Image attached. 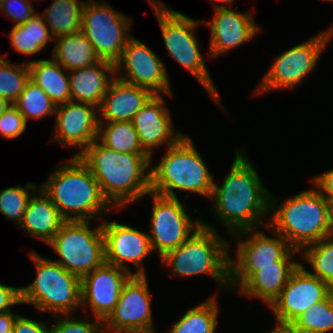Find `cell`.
<instances>
[{"mask_svg":"<svg viewBox=\"0 0 333 333\" xmlns=\"http://www.w3.org/2000/svg\"><path fill=\"white\" fill-rule=\"evenodd\" d=\"M3 2H4V0H0V11H1V7H2Z\"/></svg>","mask_w":333,"mask_h":333,"instance_id":"obj_50","label":"cell"},{"mask_svg":"<svg viewBox=\"0 0 333 333\" xmlns=\"http://www.w3.org/2000/svg\"><path fill=\"white\" fill-rule=\"evenodd\" d=\"M164 95H154L134 116L132 123L142 149L152 158L155 149L174 145L184 134L173 126Z\"/></svg>","mask_w":333,"mask_h":333,"instance_id":"obj_21","label":"cell"},{"mask_svg":"<svg viewBox=\"0 0 333 333\" xmlns=\"http://www.w3.org/2000/svg\"><path fill=\"white\" fill-rule=\"evenodd\" d=\"M104 237L105 262L125 269L132 275H146L143 261L152 253L148 233L114 221H101ZM136 265V272L126 264Z\"/></svg>","mask_w":333,"mask_h":333,"instance_id":"obj_16","label":"cell"},{"mask_svg":"<svg viewBox=\"0 0 333 333\" xmlns=\"http://www.w3.org/2000/svg\"><path fill=\"white\" fill-rule=\"evenodd\" d=\"M27 63L30 80L37 84L56 106L71 101L68 71L61 64L48 59L29 60Z\"/></svg>","mask_w":333,"mask_h":333,"instance_id":"obj_26","label":"cell"},{"mask_svg":"<svg viewBox=\"0 0 333 333\" xmlns=\"http://www.w3.org/2000/svg\"><path fill=\"white\" fill-rule=\"evenodd\" d=\"M97 113V114H96ZM98 107L69 101L56 107L53 141L65 147L77 148L72 156H79L98 138Z\"/></svg>","mask_w":333,"mask_h":333,"instance_id":"obj_17","label":"cell"},{"mask_svg":"<svg viewBox=\"0 0 333 333\" xmlns=\"http://www.w3.org/2000/svg\"><path fill=\"white\" fill-rule=\"evenodd\" d=\"M275 325H276L275 328L272 329V331H270L268 333H296L291 324L277 323Z\"/></svg>","mask_w":333,"mask_h":333,"instance_id":"obj_45","label":"cell"},{"mask_svg":"<svg viewBox=\"0 0 333 333\" xmlns=\"http://www.w3.org/2000/svg\"><path fill=\"white\" fill-rule=\"evenodd\" d=\"M230 245L217 228L202 218V225L181 245L166 253L161 264L172 269L173 277L211 275L218 282L219 290L229 292Z\"/></svg>","mask_w":333,"mask_h":333,"instance_id":"obj_5","label":"cell"},{"mask_svg":"<svg viewBox=\"0 0 333 333\" xmlns=\"http://www.w3.org/2000/svg\"><path fill=\"white\" fill-rule=\"evenodd\" d=\"M147 275H132L123 285L117 305L103 322L105 333L154 325Z\"/></svg>","mask_w":333,"mask_h":333,"instance_id":"obj_18","label":"cell"},{"mask_svg":"<svg viewBox=\"0 0 333 333\" xmlns=\"http://www.w3.org/2000/svg\"><path fill=\"white\" fill-rule=\"evenodd\" d=\"M39 188L66 221H93L103 215L106 217V212L113 208L79 156H71L52 169Z\"/></svg>","mask_w":333,"mask_h":333,"instance_id":"obj_3","label":"cell"},{"mask_svg":"<svg viewBox=\"0 0 333 333\" xmlns=\"http://www.w3.org/2000/svg\"><path fill=\"white\" fill-rule=\"evenodd\" d=\"M27 124L23 115L11 104L0 117V136L7 140L19 137L27 130Z\"/></svg>","mask_w":333,"mask_h":333,"instance_id":"obj_38","label":"cell"},{"mask_svg":"<svg viewBox=\"0 0 333 333\" xmlns=\"http://www.w3.org/2000/svg\"><path fill=\"white\" fill-rule=\"evenodd\" d=\"M79 158L89 167L113 209L125 208L135 200L141 202L151 191L152 158L148 154L119 153L95 140Z\"/></svg>","mask_w":333,"mask_h":333,"instance_id":"obj_2","label":"cell"},{"mask_svg":"<svg viewBox=\"0 0 333 333\" xmlns=\"http://www.w3.org/2000/svg\"><path fill=\"white\" fill-rule=\"evenodd\" d=\"M156 15L167 54L181 66L193 74L213 99L214 104L223 108L218 90L210 72L207 70L200 41L197 40L196 29L202 26V20H196L186 14L173 10L163 1L147 0Z\"/></svg>","mask_w":333,"mask_h":333,"instance_id":"obj_7","label":"cell"},{"mask_svg":"<svg viewBox=\"0 0 333 333\" xmlns=\"http://www.w3.org/2000/svg\"><path fill=\"white\" fill-rule=\"evenodd\" d=\"M38 189L36 184L27 183L24 187L18 185L0 190V212L20 225L29 199Z\"/></svg>","mask_w":333,"mask_h":333,"instance_id":"obj_36","label":"cell"},{"mask_svg":"<svg viewBox=\"0 0 333 333\" xmlns=\"http://www.w3.org/2000/svg\"><path fill=\"white\" fill-rule=\"evenodd\" d=\"M21 64L14 65L0 55V97L11 104L15 103L30 80L28 63L23 60Z\"/></svg>","mask_w":333,"mask_h":333,"instance_id":"obj_35","label":"cell"},{"mask_svg":"<svg viewBox=\"0 0 333 333\" xmlns=\"http://www.w3.org/2000/svg\"><path fill=\"white\" fill-rule=\"evenodd\" d=\"M151 192L178 198L175 190L197 193L210 199L214 178L191 137L183 135L166 147L160 162L151 167Z\"/></svg>","mask_w":333,"mask_h":333,"instance_id":"obj_6","label":"cell"},{"mask_svg":"<svg viewBox=\"0 0 333 333\" xmlns=\"http://www.w3.org/2000/svg\"><path fill=\"white\" fill-rule=\"evenodd\" d=\"M53 60L61 64L66 71L91 66L100 58L93 45L82 32L69 34L54 39Z\"/></svg>","mask_w":333,"mask_h":333,"instance_id":"obj_27","label":"cell"},{"mask_svg":"<svg viewBox=\"0 0 333 333\" xmlns=\"http://www.w3.org/2000/svg\"><path fill=\"white\" fill-rule=\"evenodd\" d=\"M161 58L145 43L132 37L115 63V77L150 90L154 95L173 96L169 73ZM124 70L125 74H118Z\"/></svg>","mask_w":333,"mask_h":333,"instance_id":"obj_14","label":"cell"},{"mask_svg":"<svg viewBox=\"0 0 333 333\" xmlns=\"http://www.w3.org/2000/svg\"><path fill=\"white\" fill-rule=\"evenodd\" d=\"M210 1H216V2H221L222 3V5H220V4L219 5L213 4L214 9H217V8H227V6L231 7V5H233V3H235V0H210Z\"/></svg>","mask_w":333,"mask_h":333,"instance_id":"obj_46","label":"cell"},{"mask_svg":"<svg viewBox=\"0 0 333 333\" xmlns=\"http://www.w3.org/2000/svg\"><path fill=\"white\" fill-rule=\"evenodd\" d=\"M217 294L188 310L172 324L169 333H216L219 316ZM168 333V332H167Z\"/></svg>","mask_w":333,"mask_h":333,"instance_id":"obj_30","label":"cell"},{"mask_svg":"<svg viewBox=\"0 0 333 333\" xmlns=\"http://www.w3.org/2000/svg\"><path fill=\"white\" fill-rule=\"evenodd\" d=\"M153 96L148 89L114 77L98 108V114L102 117L99 118V123L132 121L135 114Z\"/></svg>","mask_w":333,"mask_h":333,"instance_id":"obj_22","label":"cell"},{"mask_svg":"<svg viewBox=\"0 0 333 333\" xmlns=\"http://www.w3.org/2000/svg\"><path fill=\"white\" fill-rule=\"evenodd\" d=\"M302 259L311 266L312 275L325 282L333 290V239L324 238L305 246L301 251Z\"/></svg>","mask_w":333,"mask_h":333,"instance_id":"obj_33","label":"cell"},{"mask_svg":"<svg viewBox=\"0 0 333 333\" xmlns=\"http://www.w3.org/2000/svg\"><path fill=\"white\" fill-rule=\"evenodd\" d=\"M278 203L270 195L268 226L294 249L328 237L331 205L314 186Z\"/></svg>","mask_w":333,"mask_h":333,"instance_id":"obj_4","label":"cell"},{"mask_svg":"<svg viewBox=\"0 0 333 333\" xmlns=\"http://www.w3.org/2000/svg\"><path fill=\"white\" fill-rule=\"evenodd\" d=\"M265 227L274 237L267 236L257 228L232 234L237 248L235 258L230 255V291L233 287L237 288L257 267L300 265L299 260H292L300 250L294 249L268 225Z\"/></svg>","mask_w":333,"mask_h":333,"instance_id":"obj_9","label":"cell"},{"mask_svg":"<svg viewBox=\"0 0 333 333\" xmlns=\"http://www.w3.org/2000/svg\"><path fill=\"white\" fill-rule=\"evenodd\" d=\"M29 253L37 275L31 284L20 287L21 304H32L38 312L52 316L73 315L81 307V279L34 250Z\"/></svg>","mask_w":333,"mask_h":333,"instance_id":"obj_8","label":"cell"},{"mask_svg":"<svg viewBox=\"0 0 333 333\" xmlns=\"http://www.w3.org/2000/svg\"><path fill=\"white\" fill-rule=\"evenodd\" d=\"M331 39L321 31L294 47L284 51L272 61L271 66L254 91L256 95L273 90H292L317 67Z\"/></svg>","mask_w":333,"mask_h":333,"instance_id":"obj_12","label":"cell"},{"mask_svg":"<svg viewBox=\"0 0 333 333\" xmlns=\"http://www.w3.org/2000/svg\"><path fill=\"white\" fill-rule=\"evenodd\" d=\"M92 221H65L47 243L60 257L54 259L80 279L105 263L101 222L90 228Z\"/></svg>","mask_w":333,"mask_h":333,"instance_id":"obj_10","label":"cell"},{"mask_svg":"<svg viewBox=\"0 0 333 333\" xmlns=\"http://www.w3.org/2000/svg\"><path fill=\"white\" fill-rule=\"evenodd\" d=\"M133 18L112 8L107 2L88 0L82 10L81 32L100 60L115 64L127 42Z\"/></svg>","mask_w":333,"mask_h":333,"instance_id":"obj_11","label":"cell"},{"mask_svg":"<svg viewBox=\"0 0 333 333\" xmlns=\"http://www.w3.org/2000/svg\"><path fill=\"white\" fill-rule=\"evenodd\" d=\"M97 140L119 153L147 154L140 145L132 121L99 123Z\"/></svg>","mask_w":333,"mask_h":333,"instance_id":"obj_31","label":"cell"},{"mask_svg":"<svg viewBox=\"0 0 333 333\" xmlns=\"http://www.w3.org/2000/svg\"><path fill=\"white\" fill-rule=\"evenodd\" d=\"M10 105L11 103L0 97V117L4 114Z\"/></svg>","mask_w":333,"mask_h":333,"instance_id":"obj_47","label":"cell"},{"mask_svg":"<svg viewBox=\"0 0 333 333\" xmlns=\"http://www.w3.org/2000/svg\"><path fill=\"white\" fill-rule=\"evenodd\" d=\"M1 12L16 25L25 23L31 19L37 12L34 11L31 0H4Z\"/></svg>","mask_w":333,"mask_h":333,"instance_id":"obj_39","label":"cell"},{"mask_svg":"<svg viewBox=\"0 0 333 333\" xmlns=\"http://www.w3.org/2000/svg\"><path fill=\"white\" fill-rule=\"evenodd\" d=\"M324 31L329 36L330 39L333 38V25L331 27L326 28Z\"/></svg>","mask_w":333,"mask_h":333,"instance_id":"obj_49","label":"cell"},{"mask_svg":"<svg viewBox=\"0 0 333 333\" xmlns=\"http://www.w3.org/2000/svg\"><path fill=\"white\" fill-rule=\"evenodd\" d=\"M234 155L221 186L214 179L210 197L213 203L209 209L231 235L258 229L262 219L264 226L268 225L271 195L246 151L237 150Z\"/></svg>","mask_w":333,"mask_h":333,"instance_id":"obj_1","label":"cell"},{"mask_svg":"<svg viewBox=\"0 0 333 333\" xmlns=\"http://www.w3.org/2000/svg\"><path fill=\"white\" fill-rule=\"evenodd\" d=\"M324 1V0H323ZM325 1H328V2H331V3H333V0H325Z\"/></svg>","mask_w":333,"mask_h":333,"instance_id":"obj_51","label":"cell"},{"mask_svg":"<svg viewBox=\"0 0 333 333\" xmlns=\"http://www.w3.org/2000/svg\"><path fill=\"white\" fill-rule=\"evenodd\" d=\"M132 274L104 263L81 278V307L92 309L94 318L105 321L119 300L123 285Z\"/></svg>","mask_w":333,"mask_h":333,"instance_id":"obj_19","label":"cell"},{"mask_svg":"<svg viewBox=\"0 0 333 333\" xmlns=\"http://www.w3.org/2000/svg\"><path fill=\"white\" fill-rule=\"evenodd\" d=\"M108 74H112V78ZM71 101L99 108L108 86L115 77V64L100 60L83 68L68 71Z\"/></svg>","mask_w":333,"mask_h":333,"instance_id":"obj_23","label":"cell"},{"mask_svg":"<svg viewBox=\"0 0 333 333\" xmlns=\"http://www.w3.org/2000/svg\"><path fill=\"white\" fill-rule=\"evenodd\" d=\"M86 1L53 0L41 17L53 39L81 32L82 10Z\"/></svg>","mask_w":333,"mask_h":333,"instance_id":"obj_28","label":"cell"},{"mask_svg":"<svg viewBox=\"0 0 333 333\" xmlns=\"http://www.w3.org/2000/svg\"><path fill=\"white\" fill-rule=\"evenodd\" d=\"M232 8L214 9L211 20H202L203 25H209L210 28V49L207 57L211 59L251 41L261 28L254 20L253 11L241 13Z\"/></svg>","mask_w":333,"mask_h":333,"instance_id":"obj_20","label":"cell"},{"mask_svg":"<svg viewBox=\"0 0 333 333\" xmlns=\"http://www.w3.org/2000/svg\"><path fill=\"white\" fill-rule=\"evenodd\" d=\"M318 175L314 176L310 181L333 207V168Z\"/></svg>","mask_w":333,"mask_h":333,"instance_id":"obj_41","label":"cell"},{"mask_svg":"<svg viewBox=\"0 0 333 333\" xmlns=\"http://www.w3.org/2000/svg\"><path fill=\"white\" fill-rule=\"evenodd\" d=\"M65 221L55 205L39 188L29 199L19 227L28 236L41 239L47 244Z\"/></svg>","mask_w":333,"mask_h":333,"instance_id":"obj_24","label":"cell"},{"mask_svg":"<svg viewBox=\"0 0 333 333\" xmlns=\"http://www.w3.org/2000/svg\"><path fill=\"white\" fill-rule=\"evenodd\" d=\"M64 316V317H63ZM56 317L51 323V333H105L103 321L94 318L89 321L82 318H74L71 314Z\"/></svg>","mask_w":333,"mask_h":333,"instance_id":"obj_37","label":"cell"},{"mask_svg":"<svg viewBox=\"0 0 333 333\" xmlns=\"http://www.w3.org/2000/svg\"><path fill=\"white\" fill-rule=\"evenodd\" d=\"M50 320L48 322L36 321L26 316L18 315L12 333H51Z\"/></svg>","mask_w":333,"mask_h":333,"instance_id":"obj_40","label":"cell"},{"mask_svg":"<svg viewBox=\"0 0 333 333\" xmlns=\"http://www.w3.org/2000/svg\"><path fill=\"white\" fill-rule=\"evenodd\" d=\"M153 200L149 240L152 251L162 258L186 241L201 225L202 218H190L178 198L147 193Z\"/></svg>","mask_w":333,"mask_h":333,"instance_id":"obj_13","label":"cell"},{"mask_svg":"<svg viewBox=\"0 0 333 333\" xmlns=\"http://www.w3.org/2000/svg\"><path fill=\"white\" fill-rule=\"evenodd\" d=\"M23 115L26 122L33 118L36 120L55 115L56 105L50 97L33 81L29 80L13 104Z\"/></svg>","mask_w":333,"mask_h":333,"instance_id":"obj_34","label":"cell"},{"mask_svg":"<svg viewBox=\"0 0 333 333\" xmlns=\"http://www.w3.org/2000/svg\"><path fill=\"white\" fill-rule=\"evenodd\" d=\"M328 237L333 239V207H331L330 230Z\"/></svg>","mask_w":333,"mask_h":333,"instance_id":"obj_48","label":"cell"},{"mask_svg":"<svg viewBox=\"0 0 333 333\" xmlns=\"http://www.w3.org/2000/svg\"><path fill=\"white\" fill-rule=\"evenodd\" d=\"M21 304L20 287L8 286L0 282V313L11 311V306Z\"/></svg>","mask_w":333,"mask_h":333,"instance_id":"obj_42","label":"cell"},{"mask_svg":"<svg viewBox=\"0 0 333 333\" xmlns=\"http://www.w3.org/2000/svg\"><path fill=\"white\" fill-rule=\"evenodd\" d=\"M297 267H257L236 289L242 295L262 300L269 307L279 296Z\"/></svg>","mask_w":333,"mask_h":333,"instance_id":"obj_25","label":"cell"},{"mask_svg":"<svg viewBox=\"0 0 333 333\" xmlns=\"http://www.w3.org/2000/svg\"><path fill=\"white\" fill-rule=\"evenodd\" d=\"M291 325L296 333L333 331V291L324 300L303 312Z\"/></svg>","mask_w":333,"mask_h":333,"instance_id":"obj_32","label":"cell"},{"mask_svg":"<svg viewBox=\"0 0 333 333\" xmlns=\"http://www.w3.org/2000/svg\"><path fill=\"white\" fill-rule=\"evenodd\" d=\"M114 333H156L155 327L149 326L145 328H133V329H122V330H117Z\"/></svg>","mask_w":333,"mask_h":333,"instance_id":"obj_44","label":"cell"},{"mask_svg":"<svg viewBox=\"0 0 333 333\" xmlns=\"http://www.w3.org/2000/svg\"><path fill=\"white\" fill-rule=\"evenodd\" d=\"M332 291L325 282L312 275L300 263L279 296L268 308L271 309L276 323L291 324L315 303L324 300Z\"/></svg>","mask_w":333,"mask_h":333,"instance_id":"obj_15","label":"cell"},{"mask_svg":"<svg viewBox=\"0 0 333 333\" xmlns=\"http://www.w3.org/2000/svg\"><path fill=\"white\" fill-rule=\"evenodd\" d=\"M39 13L21 25H14L9 31L10 44L15 52L33 56L54 40Z\"/></svg>","mask_w":333,"mask_h":333,"instance_id":"obj_29","label":"cell"},{"mask_svg":"<svg viewBox=\"0 0 333 333\" xmlns=\"http://www.w3.org/2000/svg\"><path fill=\"white\" fill-rule=\"evenodd\" d=\"M18 315L13 311L0 313V333H12L13 325Z\"/></svg>","mask_w":333,"mask_h":333,"instance_id":"obj_43","label":"cell"}]
</instances>
